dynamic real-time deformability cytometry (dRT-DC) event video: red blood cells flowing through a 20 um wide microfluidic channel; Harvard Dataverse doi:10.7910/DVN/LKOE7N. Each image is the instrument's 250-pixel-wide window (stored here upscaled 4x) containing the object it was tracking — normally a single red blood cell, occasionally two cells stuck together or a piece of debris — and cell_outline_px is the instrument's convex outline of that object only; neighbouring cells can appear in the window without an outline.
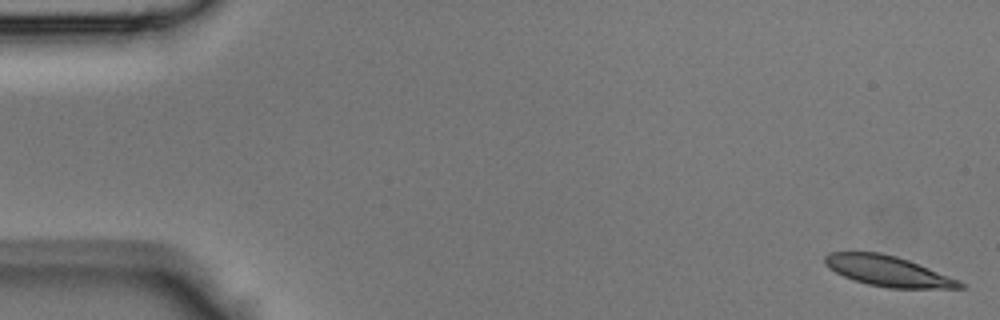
{"species": "Egyptian fruit bat (a non-hibernating species)", "species_latin": "Rousettus aegyptiacus", "temperature_condition": "room temperature", "stored_images_in_passage": 7, "camera_frame_rate_fps": 3000, "um_per_image_px": 0.085, "animal": {"sex": "male"}, "frame": {"image": 1, "passage_image": 1, "time_ms": 0.0, "image_size_px": [1000, 320], "cell_outline_px": [[964, 288], [888, 288], [868, 284], [844, 276], [828, 268], [824, 264], [824, 256], [828, 252], [880, 252], [896, 256], [908, 260], [960, 280], [964, 284]], "centroid_in_image_um": [75.46, 23.03], "position_along_channel_um": 9.5, "area_um2": 23.81}}